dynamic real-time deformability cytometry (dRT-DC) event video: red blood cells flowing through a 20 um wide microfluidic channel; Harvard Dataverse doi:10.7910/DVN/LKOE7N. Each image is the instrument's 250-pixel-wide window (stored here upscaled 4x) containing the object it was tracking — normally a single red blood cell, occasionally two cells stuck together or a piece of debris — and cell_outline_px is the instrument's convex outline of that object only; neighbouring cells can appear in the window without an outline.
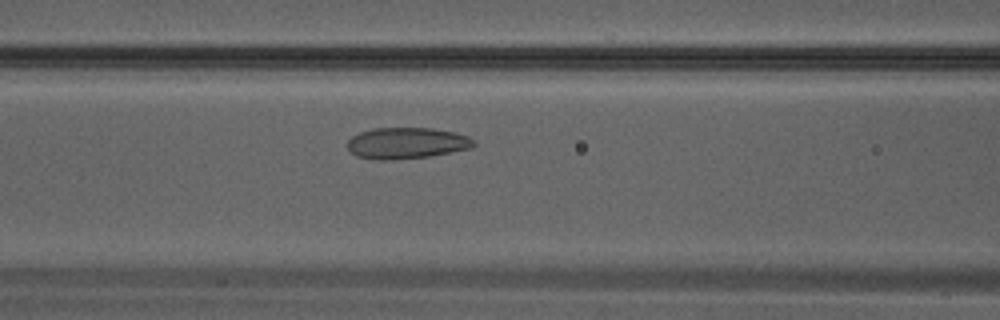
{"species": "Egyptian fruit bat (a non-hibernating species)", "species_latin": "Rousettus aegyptiacus", "temperature_condition": "warm", "stored_images_in_passage": 28, "camera_frame_rate_fps": 3000, "um_per_image_px": 0.085, "animal": {"sex": "male"}, "frame": {"image": 1, "passage_image": 9, "time_ms": 2.667, "image_size_px": [1000, 320], "cell_outline_px": [[476, 144], [472, 148], [428, 156], [392, 160], [380, 160], [356, 156], [348, 148], [348, 140], [352, 136], [360, 132], [372, 128], [432, 128], [456, 132], [468, 136], [476, 140]], "centroid_in_image_um": [34.59, 12.15], "position_along_channel_um": 132.0, "area_um2": 23.06}}
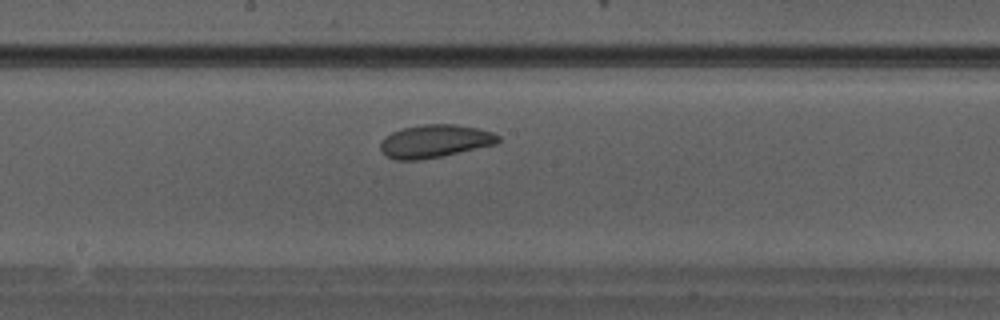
{"frame": {"image": 2, "passage_image": 13, "time_ms": 4.0, "image_size_px": [1000, 320], "cell_outline_px": [[500, 140], [496, 144], [440, 156], [420, 160], [392, 160], [380, 152], [380, 140], [384, 136], [392, 132], [404, 128], [424, 124], [456, 124], [476, 128], [492, 132], [500, 136]], "centroid_in_image_um": [36.9, 12.0], "position_along_channel_um": 211.3, "area_um2": 22.66}}
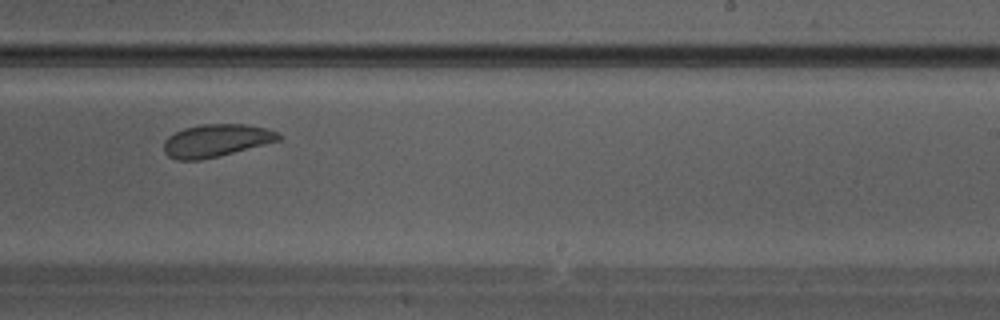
{"frame": {"image": 3, "passage_image": 16, "time_ms": 5.0, "image_size_px": [1000, 320], "cell_outline_px": [[280, 140], [220, 156], [200, 160], [176, 160], [168, 156], [164, 152], [164, 140], [168, 136], [184, 128], [200, 124], [248, 124], [268, 128], [276, 132], [280, 136]], "centroid_in_image_um": [18.35, 11.94], "position_along_channel_um": 270.6, "area_um2": 21.91}}